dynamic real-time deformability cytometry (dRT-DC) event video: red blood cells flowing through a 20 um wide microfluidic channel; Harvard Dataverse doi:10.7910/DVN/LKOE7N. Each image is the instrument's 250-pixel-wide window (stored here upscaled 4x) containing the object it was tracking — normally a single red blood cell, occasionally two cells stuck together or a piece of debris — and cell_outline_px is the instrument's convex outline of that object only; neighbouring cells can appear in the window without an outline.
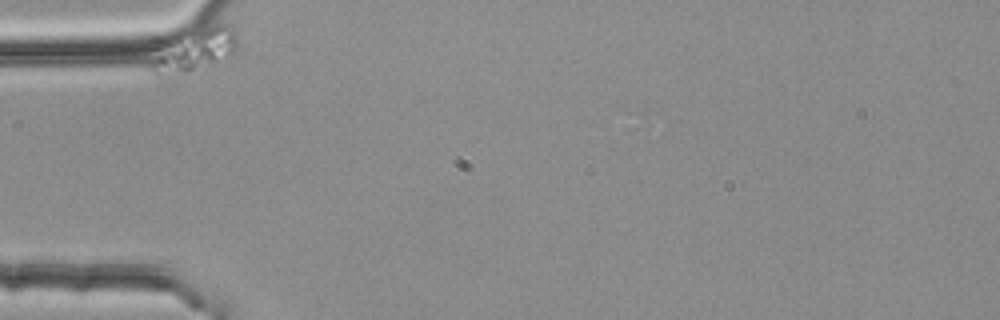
{"species": "common noctule bat (a hibernating species)", "species_latin": "Nyctalus noctula", "temperature_condition": "room temperature", "stored_images_in_passage": 21, "camera_frame_rate_fps": 3000, "um_per_image_px": 0.085, "animal": {"sex": "female", "body_mass_g": 25.1}, "frame": {"image": 1, "passage_image": 1, "time_ms": 0.0, "image_size_px": [1000, 320], "cell_outline_px": [[236, 48], [232, 56], [212, 64], [160, 76], [156, 76], [152, 72], [148, 64], [148, 60], [172, 36], [216, 24], [228, 24], [236, 32]], "centroid_in_image_um": [16.51, 4.23], "position_along_channel_um": 68.5, "area_um2": 21.21}}
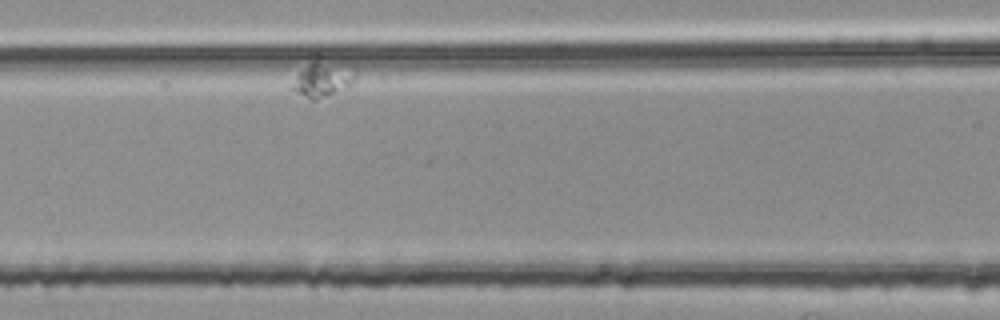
{"frame": {"image": 2, "passage_image": 13, "time_ms": 4.0, "image_size_px": [1000, 320], "cell_outline_px": [[356, 80], [348, 88], [316, 100], [312, 100], [288, 88], [308, 52], [316, 52], [356, 76]], "centroid_in_image_um": [27.23, 6.6], "position_along_channel_um": 139.4, "area_um2": 14.16}}
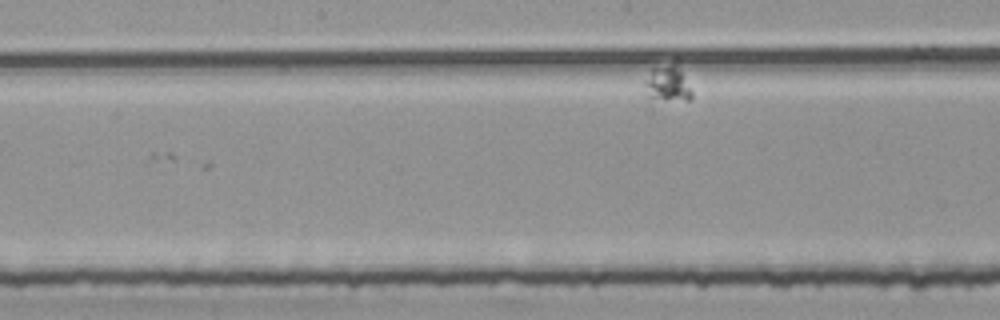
{"frame": {"image": 3, "passage_image": 21, "time_ms": 6.667, "image_size_px": [1000, 320], "cell_outline_px": [[692, 96], [688, 100], [664, 100], [648, 96], [644, 84], [644, 80], [652, 68], [676, 56], [692, 92]], "centroid_in_image_um": [56.77, 6.97], "position_along_channel_um": 191.4, "area_um2": 10.52}}